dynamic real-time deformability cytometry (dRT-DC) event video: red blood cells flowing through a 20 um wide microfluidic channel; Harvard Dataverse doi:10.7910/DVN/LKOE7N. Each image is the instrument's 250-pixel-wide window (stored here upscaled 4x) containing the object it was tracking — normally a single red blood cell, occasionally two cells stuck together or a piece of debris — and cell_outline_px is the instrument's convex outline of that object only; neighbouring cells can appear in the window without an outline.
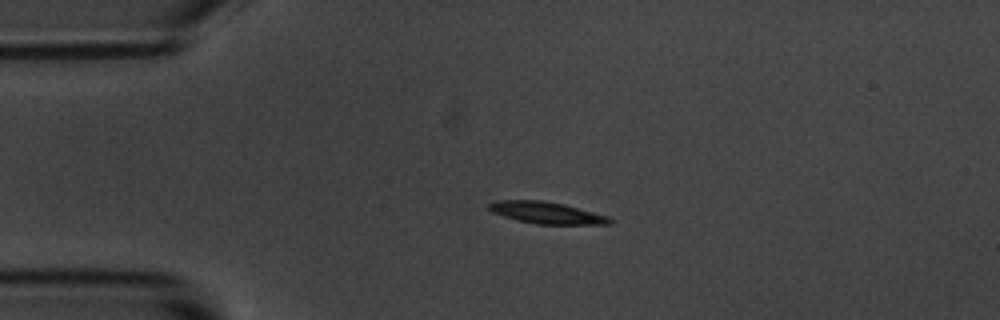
{"species": "common noctule bat (a hibernating species)", "species_latin": "Nyctalus noctula", "temperature_condition": "room temperature", "stored_images_in_passage": 5, "camera_frame_rate_fps": 3000, "um_per_image_px": 0.085, "animal": {"sex": "male", "body_mass_g": 20.1, "forearm_length_mm": 53.5}, "frame": {"image": 1, "passage_image": 3, "time_ms": 2.333, "image_size_px": [1000, 320], "cell_outline_px": [[612, 224], [536, 224], [516, 220], [492, 212], [488, 208], [488, 204], [500, 200], [540, 200], [564, 204], [608, 216], [612, 220]], "centroid_in_image_um": [46.45, 18.09], "position_along_channel_um": 38.5, "area_um2": 15.2}}